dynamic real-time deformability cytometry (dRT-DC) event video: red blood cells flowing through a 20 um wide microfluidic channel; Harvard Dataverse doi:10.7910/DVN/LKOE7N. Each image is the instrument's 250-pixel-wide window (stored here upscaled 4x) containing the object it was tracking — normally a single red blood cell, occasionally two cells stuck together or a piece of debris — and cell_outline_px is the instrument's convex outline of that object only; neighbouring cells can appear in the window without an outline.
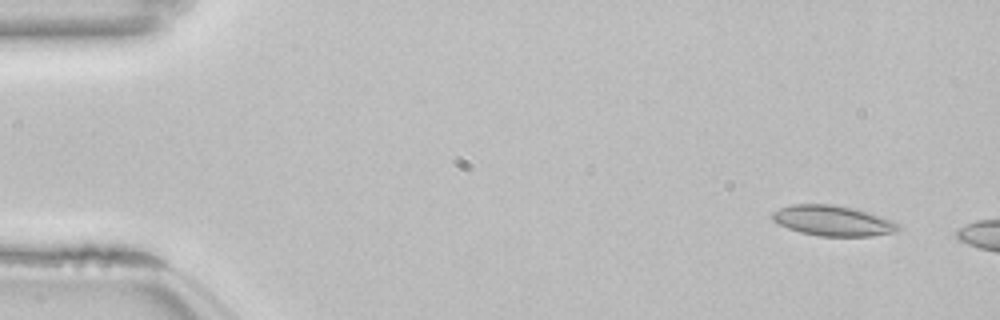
{"species": "common noctule bat (a hibernating species)", "species_latin": "Nyctalus noctula", "temperature_condition": "room temperature", "stored_images_in_passage": 7, "camera_frame_rate_fps": 3000, "um_per_image_px": 0.085, "animal": {"sex": "female", "body_mass_g": 22.7, "forearm_length_mm": 54.2}, "frame": {"image": 1, "passage_image": 2, "time_ms": 0.333, "image_size_px": [1000, 320], "cell_outline_px": [[900, 228], [896, 232], [872, 236], [820, 236], [800, 232], [788, 228], [772, 220], [772, 212], [780, 208], [792, 204], [832, 204], [852, 208], [892, 220], [900, 224]], "centroid_in_image_um": [70.79, 18.76], "position_along_channel_um": 14.2, "area_um2": 22.14}}